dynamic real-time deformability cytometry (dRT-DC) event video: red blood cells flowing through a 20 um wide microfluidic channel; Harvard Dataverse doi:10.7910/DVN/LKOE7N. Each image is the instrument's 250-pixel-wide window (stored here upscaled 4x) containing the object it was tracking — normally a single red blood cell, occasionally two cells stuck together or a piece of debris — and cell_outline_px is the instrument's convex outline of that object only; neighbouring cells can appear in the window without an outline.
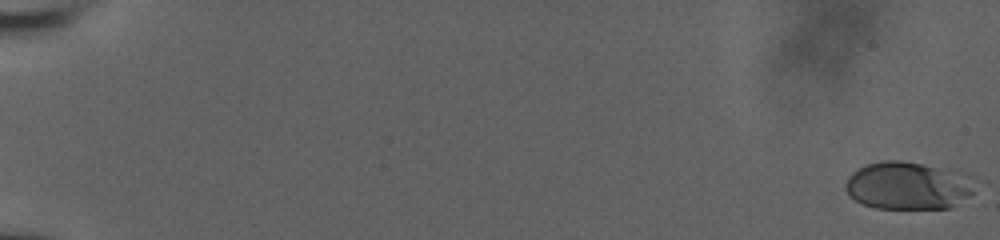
{"species": "human", "species_latin": "Homo sapiens", "temperature_condition": "room temperature", "stored_images_in_passage": 58, "camera_frame_rate_fps": 3000, "um_per_image_px": 0.085, "donor": {"sex": "male"}, "frame": {"image": 1, "passage_image": 1, "time_ms": 0.0, "image_size_px": [1000, 240], "cell_outline_px": [[972, 192], [968, 196], [948, 208], [876, 208], [864, 204], [856, 200], [844, 188], [844, 184], [848, 176], [852, 172], [868, 164], [880, 160], [900, 160], [920, 164], [932, 168], [968, 188]], "centroid_in_image_um": [76.81, 15.83], "position_along_channel_um": 8.2, "area_um2": 32.95}}
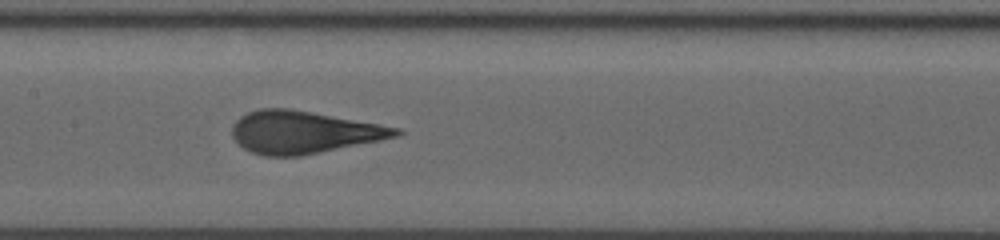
{"frame": {"image": 2, "passage_image": 32, "time_ms": 10.333, "image_size_px": [1000, 240], "cell_outline_px": [[404, 132], [396, 136], [380, 140], [300, 156], [264, 156], [252, 152], [244, 148], [232, 136], [232, 124], [240, 116], [248, 112], [260, 108], [292, 108], [380, 124], [400, 128]], "centroid_in_image_um": [25.78, 11.22], "position_along_channel_um": 181.6, "area_um2": 40.4}}
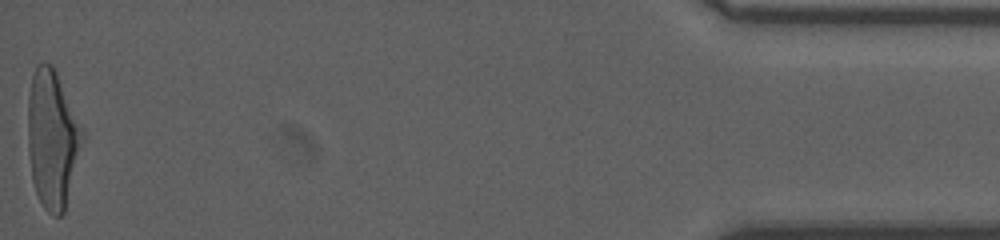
{"frame": {"image": 3, "passage_image": 58, "time_ms": 19.0, "image_size_px": [1000, 240], "cell_outline_px": [[84, 136], [64, 212], [60, 216], [52, 216], [44, 208], [36, 192], [32, 180], [28, 152], [28, 96], [32, 76], [36, 64], [52, 64], [56, 72], [84, 132]], "centroid_in_image_um": [4.43, 11.82], "position_along_channel_um": 430.8, "area_um2": 43.29}, "authors_computed_cell_mechanics": {"area_um2": 39.882, "velocity_mm_per_s": 3.8519, "shape_relaxation_time_tau1_ms": 3.8859, "shape_relaxation_time_tau2_ms": null, "deformation_change_tau1": 0.1864, "deformation_change_tau2": null}}